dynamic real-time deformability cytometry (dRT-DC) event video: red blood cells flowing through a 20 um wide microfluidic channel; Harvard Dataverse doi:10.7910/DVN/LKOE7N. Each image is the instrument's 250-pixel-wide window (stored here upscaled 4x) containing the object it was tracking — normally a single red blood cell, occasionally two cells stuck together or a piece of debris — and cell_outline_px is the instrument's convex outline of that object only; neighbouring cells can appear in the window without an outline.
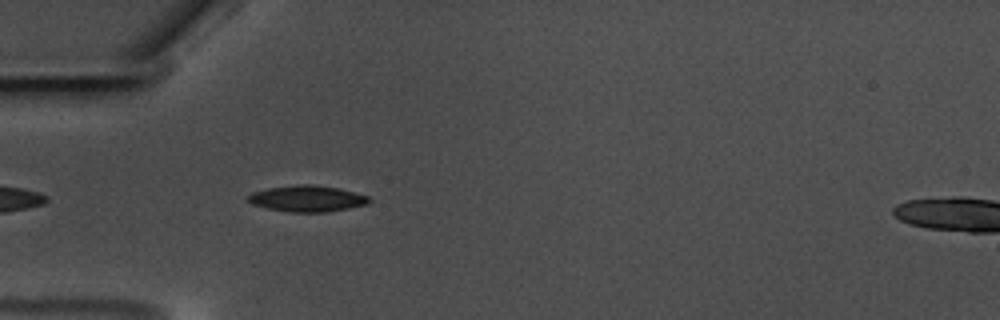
{"species": "common noctule bat (a hibernating species)", "species_latin": "Nyctalus noctula", "temperature_condition": "warm", "stored_images_in_passage": 19, "camera_frame_rate_fps": 3000, "um_per_image_px": 0.085, "animal": {"sex": "male", "body_mass_g": 17.5, "forearm_length_mm": 52.3}, "frame": {"image": 1, "passage_image": 4, "time_ms": 1.0, "image_size_px": [1000, 320], "cell_outline_px": [[372, 200], [368, 204], [328, 212], [288, 212], [268, 208], [252, 204], [248, 200], [248, 196], [252, 192], [268, 188], [300, 184], [312, 184], [340, 188], [368, 196]], "centroid_in_image_um": [26.14, 16.88], "position_along_channel_um": 58.9, "area_um2": 18.5}}
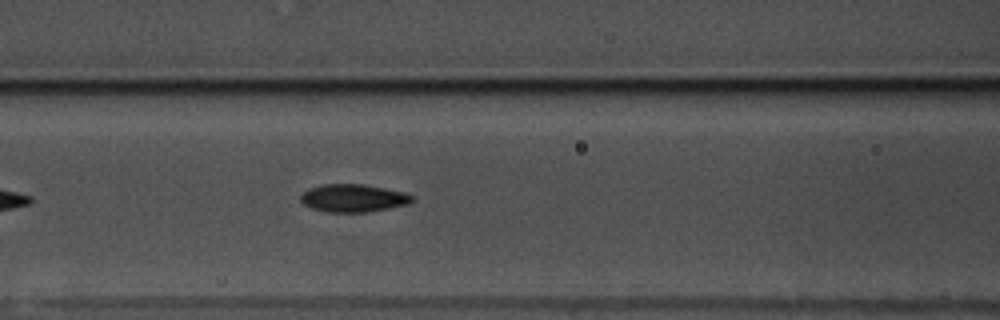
{"frame": {"image": 2, "passage_image": 11, "time_ms": 3.333, "image_size_px": [1000, 320], "cell_outline_px": [[412, 200], [408, 204], [368, 212], [324, 212], [312, 208], [304, 204], [300, 200], [300, 196], [308, 188], [324, 184], [364, 184], [404, 192], [412, 196]], "centroid_in_image_um": [29.99, 16.84], "position_along_channel_um": 136.6, "area_um2": 17.98}}
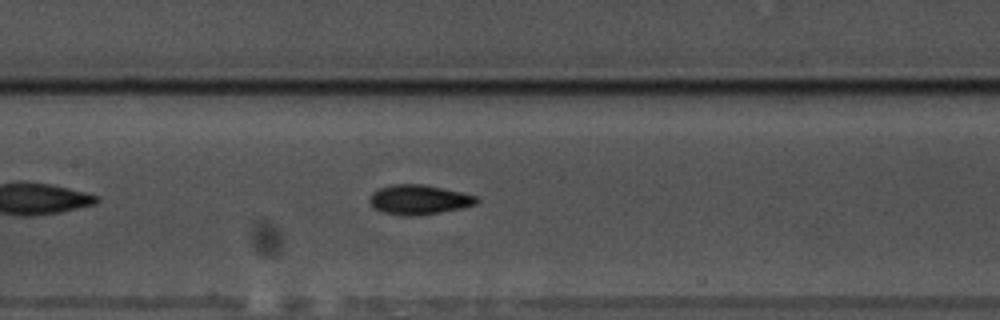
{"frame": {"image": 3, "passage_image": 14, "time_ms": 4.333, "image_size_px": [1000, 320], "cell_outline_px": [[480, 200], [476, 204], [460, 208], [440, 212], [416, 216], [400, 216], [380, 212], [372, 208], [368, 200], [372, 192], [380, 188], [392, 184], [424, 184], [480, 196]], "centroid_in_image_um": [35.58, 16.98], "position_along_channel_um": 171.8, "area_um2": 18.84}}